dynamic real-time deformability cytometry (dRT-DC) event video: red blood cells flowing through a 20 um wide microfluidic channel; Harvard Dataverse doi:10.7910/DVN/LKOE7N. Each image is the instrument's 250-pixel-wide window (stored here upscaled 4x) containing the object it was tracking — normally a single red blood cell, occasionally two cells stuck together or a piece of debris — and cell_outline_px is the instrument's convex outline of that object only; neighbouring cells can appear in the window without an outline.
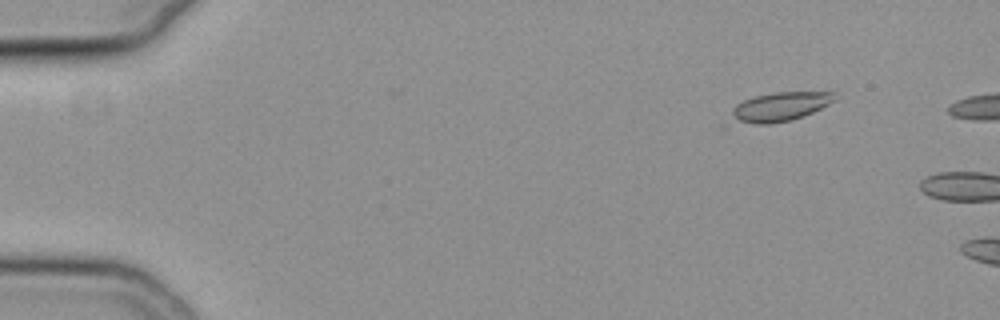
{"species": "common noctule bat (a hibernating species)", "species_latin": "Nyctalus noctula", "temperature_condition": "cold", "stored_images_in_passage": 4, "camera_frame_rate_fps": 3000, "um_per_image_px": 0.085, "animal": {"sex": "female", "body_mass_g": 19.3, "forearm_length_mm": 54.1}, "frame": {"image": 1, "passage_image": 1, "time_ms": 0.0, "image_size_px": [1000, 320], "cell_outline_px": [[840, 96], [836, 100], [804, 116], [792, 120], [772, 124], [756, 124], [740, 120], [732, 112], [732, 108], [736, 104], [744, 100], [756, 96], [776, 92], [836, 92]], "centroid_in_image_um": [66.43, 9.04], "position_along_channel_um": 18.6, "area_um2": 17.17}}